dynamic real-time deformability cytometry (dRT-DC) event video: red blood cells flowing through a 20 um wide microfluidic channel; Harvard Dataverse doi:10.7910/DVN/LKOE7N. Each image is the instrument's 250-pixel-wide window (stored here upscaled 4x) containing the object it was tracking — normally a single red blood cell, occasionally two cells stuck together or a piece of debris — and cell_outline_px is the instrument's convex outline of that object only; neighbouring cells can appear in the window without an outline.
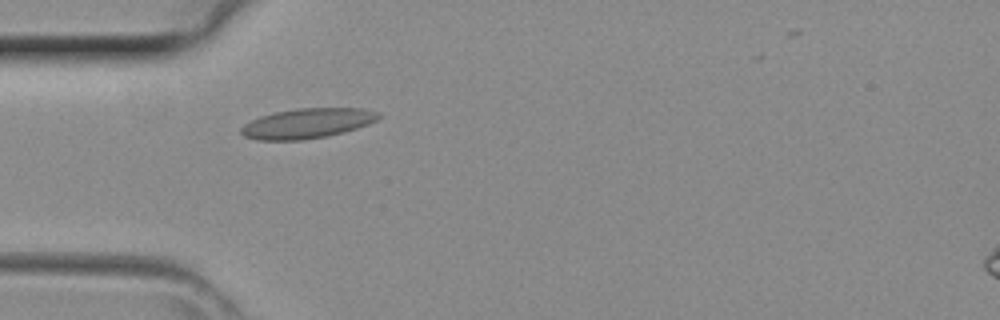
{"species": "common noctule bat (a hibernating species)", "species_latin": "Nyctalus noctula", "temperature_condition": "room temperature", "stored_images_in_passage": 39, "camera_frame_rate_fps": 3000, "um_per_image_px": 0.085, "animal": {"sex": "female", "body_mass_g": 29.2, "forearm_length_mm": 56.3}, "frame": {"image": 1, "passage_image": 11, "time_ms": 3.333, "image_size_px": [1000, 320], "cell_outline_px": [[380, 116], [376, 120], [368, 124], [344, 132], [324, 136], [300, 140], [256, 140], [244, 136], [240, 132], [240, 128], [244, 124], [260, 116], [276, 112], [296, 108], [364, 108], [380, 112]], "centroid_in_image_um": [26.11, 10.48], "position_along_channel_um": 58.9, "area_um2": 23.93}}
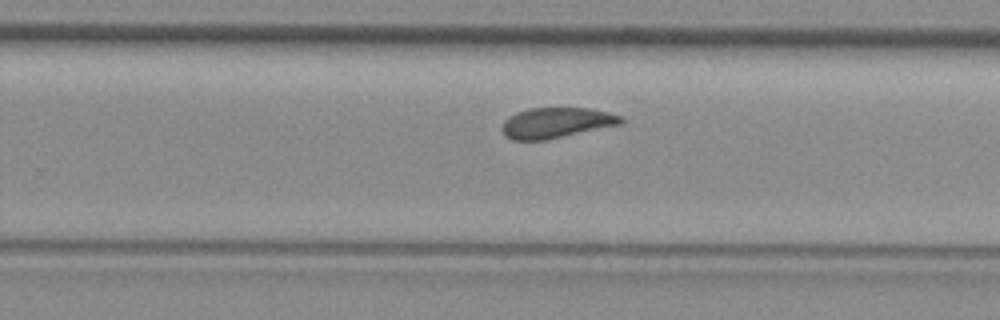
{"frame": {"image": 2, "passage_image": 25, "time_ms": 8.0, "image_size_px": [1000, 320], "cell_outline_px": [[624, 120], [620, 124], [544, 140], [512, 140], [504, 136], [504, 120], [508, 116], [516, 112], [528, 108], [592, 108], [608, 112], [620, 116]], "centroid_in_image_um": [47.26, 10.42], "position_along_channel_um": 282.5, "area_um2": 20.87}}
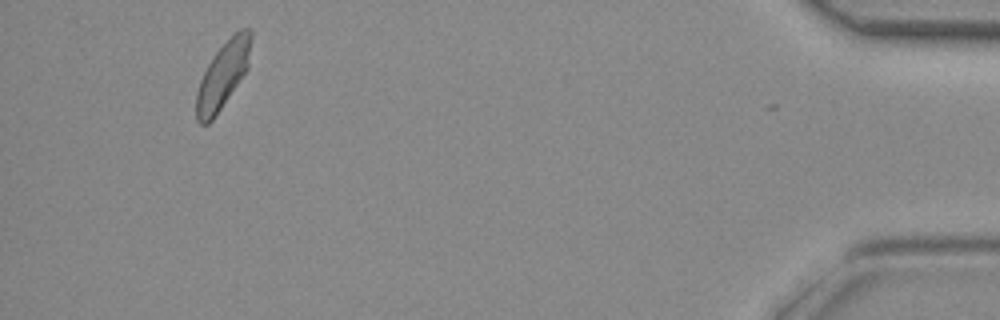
{"frame": {"image": 3, "passage_image": 38, "time_ms": 12.333, "image_size_px": [1000, 320], "cell_outline_px": [[252, 36], [248, 68], [212, 120], [208, 124], [200, 124], [196, 120], [196, 92], [200, 80], [208, 64], [216, 52], [240, 28], [252, 28]], "centroid_in_image_um": [18.95, 6.38], "position_along_channel_um": 416.3, "area_um2": 20.81}}